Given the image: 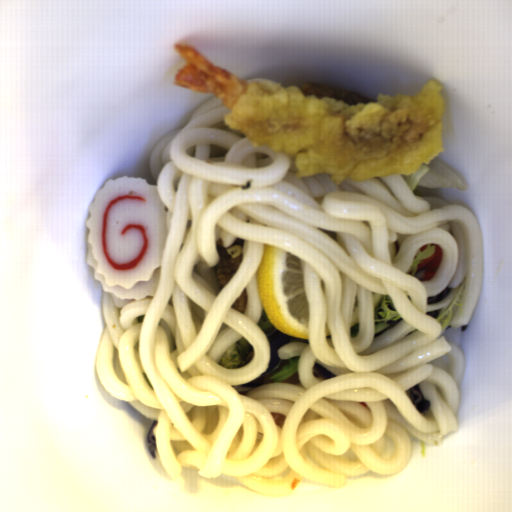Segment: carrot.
<instances>
[{
	"label": "carrot",
	"mask_w": 512,
	"mask_h": 512,
	"mask_svg": "<svg viewBox=\"0 0 512 512\" xmlns=\"http://www.w3.org/2000/svg\"><path fill=\"white\" fill-rule=\"evenodd\" d=\"M435 247L434 253L417 265L416 279L420 282L430 281L435 276L443 259V249L437 243H430Z\"/></svg>",
	"instance_id": "obj_1"
}]
</instances>
